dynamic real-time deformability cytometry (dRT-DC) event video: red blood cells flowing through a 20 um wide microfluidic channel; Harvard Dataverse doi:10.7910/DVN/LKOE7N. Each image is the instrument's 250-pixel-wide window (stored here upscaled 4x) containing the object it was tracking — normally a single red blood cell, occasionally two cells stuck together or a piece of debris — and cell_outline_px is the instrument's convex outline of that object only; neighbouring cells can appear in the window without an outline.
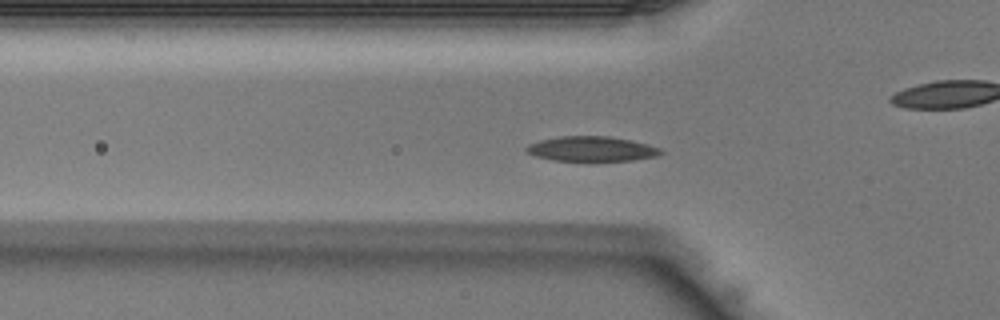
{"species": "Egyptian fruit bat (a non-hibernating species)", "species_latin": "Rousettus aegyptiacus", "temperature_condition": "warm", "stored_images_in_passage": 43, "camera_frame_rate_fps": 3000, "um_per_image_px": 0.085, "animal": {"sex": "male"}, "frame": {"image": 1, "passage_image": 13, "time_ms": 4.0, "image_size_px": [1000, 320], "cell_outline_px": [[664, 152], [656, 156], [632, 160], [552, 160], [536, 156], [528, 152], [524, 148], [528, 144], [540, 140], [560, 136], [608, 136], [632, 140], [648, 144], [660, 148]], "centroid_in_image_um": [50.29, 12.64], "position_along_channel_um": 75.5, "area_um2": 19.31}}
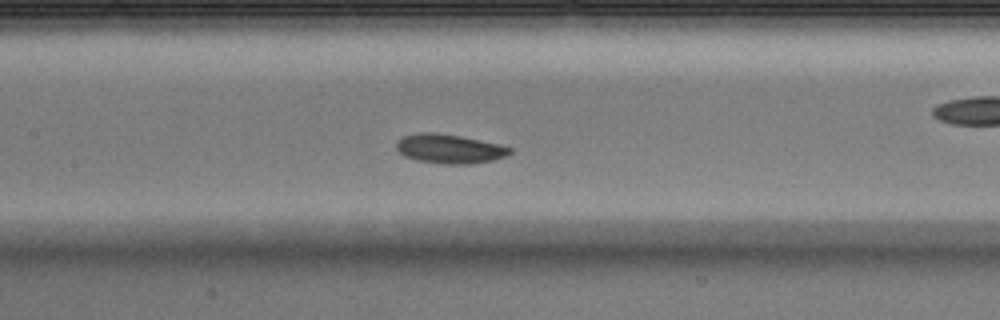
{"frame": {"image": 2, "passage_image": 19, "time_ms": 6.0, "image_size_px": [1000, 320], "cell_outline_px": [[512, 152], [504, 156], [492, 160], [468, 164], [444, 164], [416, 160], [404, 156], [396, 148], [396, 140], [404, 136], [420, 132], [436, 132], [460, 136], [500, 144], [512, 148]], "centroid_in_image_um": [38.18, 12.64], "position_along_channel_um": 169.2, "area_um2": 19.31}}